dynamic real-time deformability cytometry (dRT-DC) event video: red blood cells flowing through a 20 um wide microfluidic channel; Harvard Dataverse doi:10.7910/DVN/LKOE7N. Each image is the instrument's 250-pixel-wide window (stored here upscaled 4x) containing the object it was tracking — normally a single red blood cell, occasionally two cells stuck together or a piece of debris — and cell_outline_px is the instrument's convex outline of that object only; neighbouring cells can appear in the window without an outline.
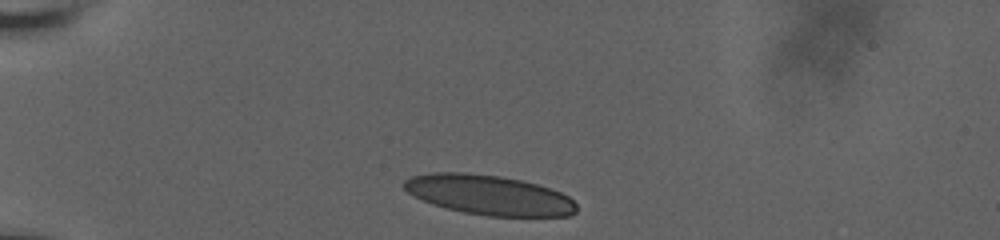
{"species": "human", "species_latin": "Homo sapiens", "temperature_condition": "room temperature", "stored_images_in_passage": 3, "camera_frame_rate_fps": 3000, "um_per_image_px": 0.085, "donor": {"sex": "male"}, "frame": {"image": 1, "passage_image": 1, "time_ms": 0.0, "image_size_px": [1000, 240], "cell_outline_px": [[576, 212], [568, 216], [488, 216], [464, 212], [432, 204], [408, 192], [400, 184], [404, 180], [412, 176], [428, 172], [468, 172], [500, 176], [520, 180], [536, 184], [560, 192], [568, 196], [576, 204]], "centroid_in_image_um": [41.54, 16.56], "position_along_channel_um": 43.5, "area_um2": 39.88}}
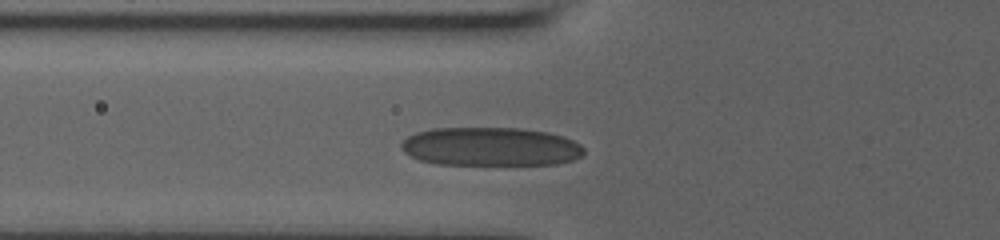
{"frame": {"image": 2, "passage_image": 3, "time_ms": 2.333, "image_size_px": [1000, 240], "cell_outline_px": [[584, 152], [580, 156], [572, 160], [556, 164], [436, 164], [420, 160], [404, 152], [400, 148], [400, 144], [408, 136], [416, 132], [432, 128], [520, 128], [548, 132], [564, 136], [580, 144], [584, 148]], "centroid_in_image_um": [41.69, 12.45], "position_along_channel_um": 84.1, "area_um2": 41.15}}